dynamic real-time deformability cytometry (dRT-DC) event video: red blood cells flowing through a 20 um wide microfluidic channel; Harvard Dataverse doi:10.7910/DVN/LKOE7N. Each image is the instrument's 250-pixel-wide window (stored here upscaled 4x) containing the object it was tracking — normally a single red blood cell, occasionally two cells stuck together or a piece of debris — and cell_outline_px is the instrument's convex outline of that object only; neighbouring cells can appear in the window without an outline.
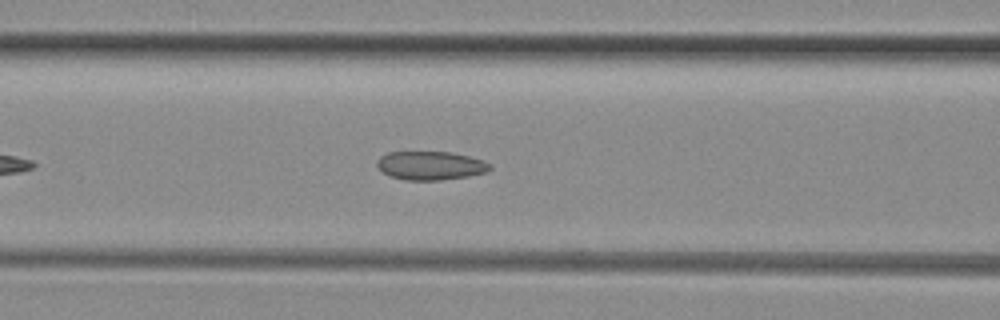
{"species": "common noctule bat (a hibernating species)", "species_latin": "Nyctalus noctula", "temperature_condition": "room temperature", "stored_images_in_passage": 27, "camera_frame_rate_fps": 3000, "um_per_image_px": 0.085, "animal": {"sex": "female", "body_mass_g": 29.2, "forearm_length_mm": 56.3}, "frame": {"image": 1, "passage_image": 7, "time_ms": 2.0, "image_size_px": [1000, 320], "cell_outline_px": [[492, 168], [488, 172], [468, 176], [440, 180], [404, 180], [392, 176], [384, 172], [376, 164], [376, 160], [380, 156], [388, 152], [452, 152], [484, 160], [492, 164]], "centroid_in_image_um": [36.63, 14.07], "position_along_channel_um": 130.0, "area_um2": 18.9}}
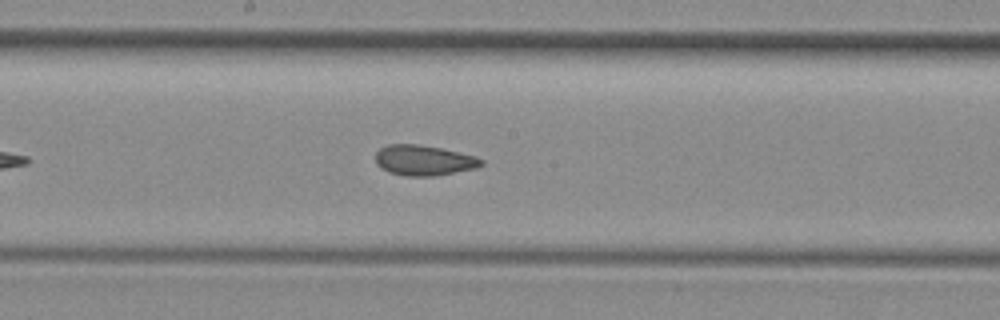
{"frame": {"image": 2, "passage_image": 13, "time_ms": 4.0, "image_size_px": [1000, 320], "cell_outline_px": [[484, 164], [476, 168], [436, 176], [408, 176], [388, 172], [380, 168], [376, 164], [376, 152], [380, 148], [388, 144], [420, 144], [440, 148], [476, 156], [484, 160]], "centroid_in_image_um": [36.02, 13.63], "position_along_channel_um": 212.2, "area_um2": 18.84}}
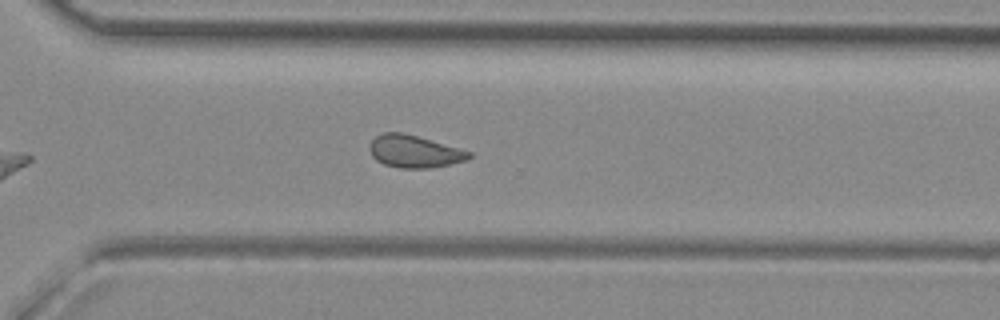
{"frame": {"image": 3, "passage_image": 22, "time_ms": 7.0, "image_size_px": [1000, 320], "cell_outline_px": [[472, 156], [468, 160], [428, 168], [400, 168], [384, 164], [376, 160], [372, 156], [368, 148], [368, 144], [376, 136], [384, 132], [404, 132], [460, 148], [472, 152]], "centroid_in_image_um": [35.2, 12.86], "position_along_channel_um": 335.4, "area_um2": 18.9}}